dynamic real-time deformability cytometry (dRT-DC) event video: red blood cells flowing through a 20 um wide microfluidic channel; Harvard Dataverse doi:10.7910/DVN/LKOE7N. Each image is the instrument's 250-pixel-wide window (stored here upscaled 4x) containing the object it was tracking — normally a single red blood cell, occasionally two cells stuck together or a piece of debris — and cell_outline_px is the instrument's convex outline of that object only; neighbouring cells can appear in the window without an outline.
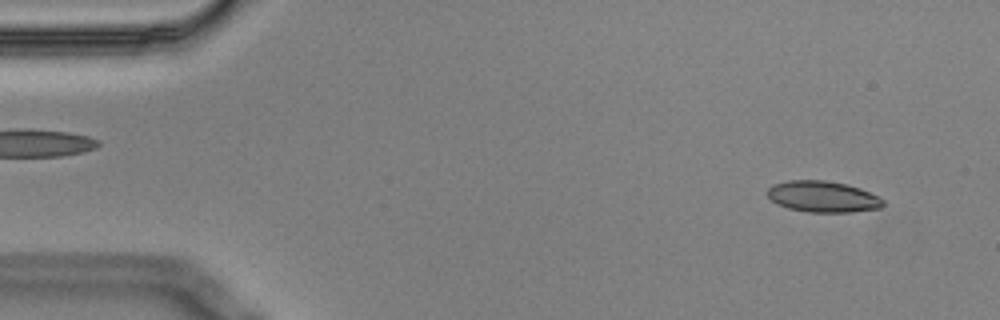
{"species": "Egyptian fruit bat (a non-hibernating species)", "species_latin": "Rousettus aegyptiacus", "temperature_condition": "cold", "stored_images_in_passage": 57, "camera_frame_rate_fps": 3000, "um_per_image_px": 0.085, "animal": {"sex": "male"}, "frame": {"image": 1, "passage_image": 5, "time_ms": 1.333, "image_size_px": [1000, 320], "cell_outline_px": [[884, 204], [880, 208], [852, 212], [808, 212], [788, 208], [776, 204], [768, 196], [768, 188], [772, 184], [788, 180], [824, 180], [848, 184], [860, 188], [880, 196], [884, 200]], "centroid_in_image_um": [69.95, 16.71], "position_along_channel_um": 15.0, "area_um2": 21.21}}
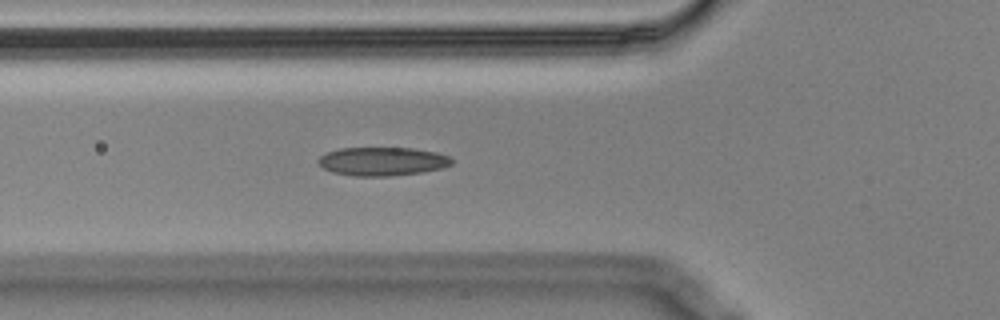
{"frame": {"image": 2, "passage_image": 20, "time_ms": 6.333, "image_size_px": [1000, 320], "cell_outline_px": [[452, 164], [444, 168], [420, 172], [392, 176], [352, 176], [332, 172], [324, 168], [316, 160], [320, 156], [328, 152], [340, 148], [412, 148], [436, 152], [452, 156]], "centroid_in_image_um": [32.52, 13.72], "position_along_channel_um": 93.3, "area_um2": 22.31}}
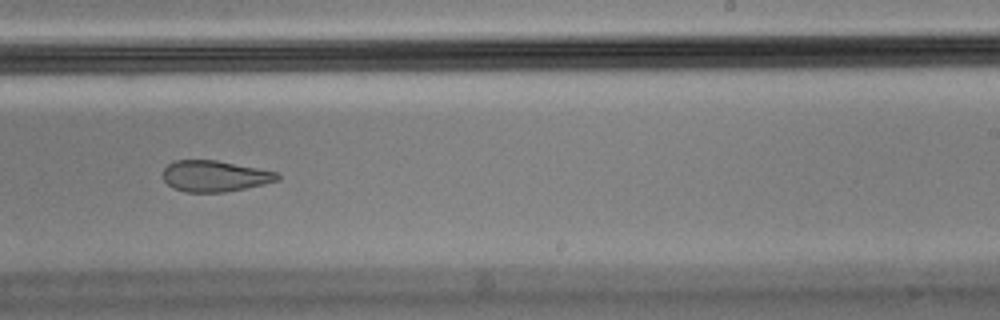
{"frame": {"image": 3, "passage_image": 35, "time_ms": 11.333, "image_size_px": [1000, 320], "cell_outline_px": [[280, 180], [264, 184], [224, 192], [184, 192], [172, 188], [164, 180], [164, 168], [168, 164], [176, 160], [216, 160], [276, 172], [280, 176]], "centroid_in_image_um": [18.23, 14.97], "position_along_channel_um": 270.8, "area_um2": 20.58}, "authors_computed_cell_mechanics": {"area_um2": 21.964, "velocity_mm_per_s": 3.5398, "shape_relaxation_time_tau1_ms": null, "shape_relaxation_time_tau2_ms": 3.7385, "deformation_change_tau1": null, "deformation_change_tau2": 0.0939}}